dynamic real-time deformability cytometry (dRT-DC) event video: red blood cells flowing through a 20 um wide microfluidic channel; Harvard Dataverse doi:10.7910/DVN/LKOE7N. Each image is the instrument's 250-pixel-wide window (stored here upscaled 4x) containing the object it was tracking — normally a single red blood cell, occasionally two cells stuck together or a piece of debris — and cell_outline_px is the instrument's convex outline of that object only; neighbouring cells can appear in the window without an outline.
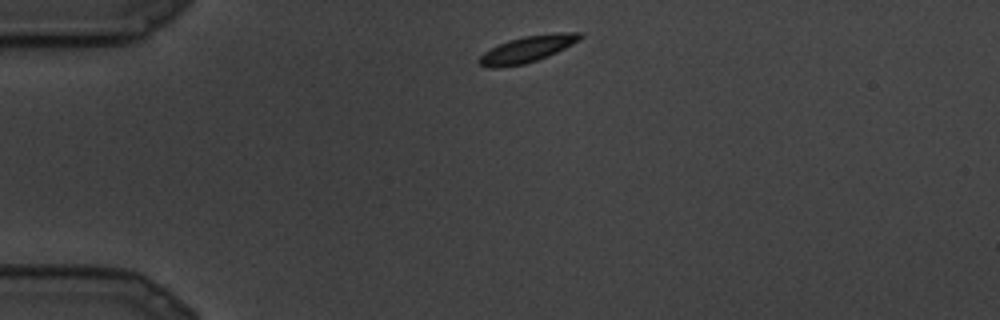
{"species": "common noctule bat (a hibernating species)", "species_latin": "Nyctalus noctula", "temperature_condition": "cold", "stored_images_in_passage": 8, "camera_frame_rate_fps": 3000, "um_per_image_px": 0.085, "animal": {"sex": "male", "body_mass_g": 19.5, "forearm_length_mm": 54.6}, "frame": {"image": 1, "passage_image": 1, "time_ms": 0.0, "image_size_px": [1000, 320], "cell_outline_px": [[584, 36], [580, 40], [548, 56], [524, 64], [496, 68], [488, 68], [480, 64], [476, 60], [484, 52], [508, 40], [524, 36], [556, 32], [580, 32]], "centroid_in_image_um": [44.82, 4.17], "position_along_channel_um": 40.2, "area_um2": 15.49}}
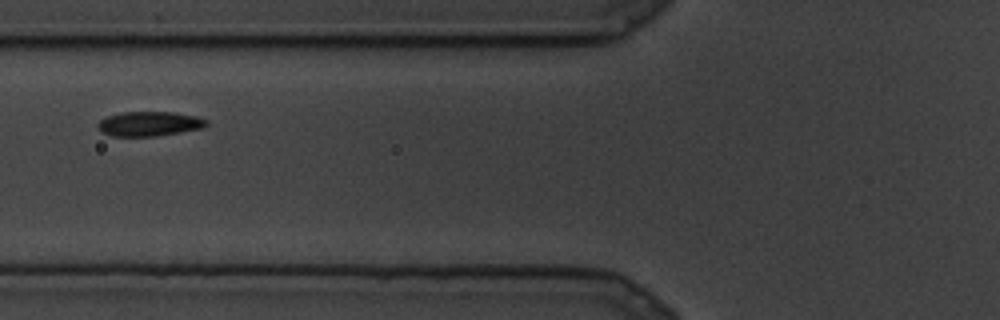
{"frame": {"image": 2, "passage_image": 5, "time_ms": 1.333, "image_size_px": [1000, 320], "cell_outline_px": [[208, 124], [204, 128], [156, 136], [112, 136], [100, 132], [96, 128], [96, 124], [100, 120], [108, 116], [124, 112], [172, 112], [196, 116], [208, 120]], "centroid_in_image_um": [12.67, 10.53], "position_along_channel_um": 113.1, "area_um2": 15.66}}
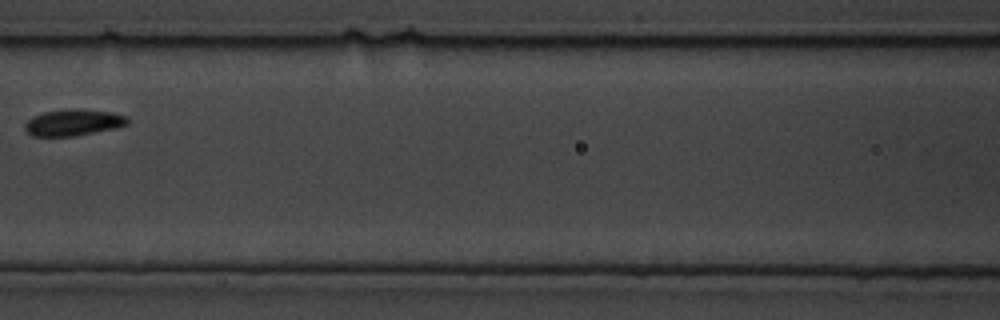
{"frame": {"image": 3, "passage_image": 7, "time_ms": 2.0, "image_size_px": [1000, 320], "cell_outline_px": [[128, 124], [116, 128], [72, 136], [32, 136], [24, 128], [24, 124], [32, 116], [44, 112], [72, 108], [76, 108], [108, 112], [124, 116], [128, 120]], "centroid_in_image_um": [6.18, 10.41], "position_along_channel_um": 160.4, "area_um2": 15.61}}